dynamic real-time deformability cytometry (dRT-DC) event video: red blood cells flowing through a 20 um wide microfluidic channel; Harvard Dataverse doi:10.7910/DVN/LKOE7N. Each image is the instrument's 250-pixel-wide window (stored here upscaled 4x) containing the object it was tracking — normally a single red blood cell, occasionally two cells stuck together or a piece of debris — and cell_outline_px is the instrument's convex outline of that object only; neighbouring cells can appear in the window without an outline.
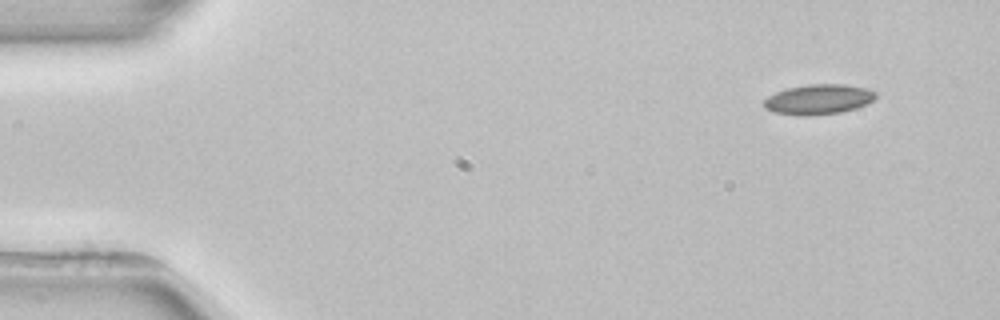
{"species": "common noctule bat (a hibernating species)", "species_latin": "Nyctalus noctula", "temperature_condition": "room temperature", "stored_images_in_passage": 4, "camera_frame_rate_fps": 3000, "um_per_image_px": 0.085, "animal": {"sex": "female", "body_mass_g": 22.7, "forearm_length_mm": 54.2}, "frame": {"image": 1, "passage_image": 1, "time_ms": 0.0, "image_size_px": [1000, 320], "cell_outline_px": [[876, 96], [872, 100], [856, 108], [840, 112], [804, 116], [800, 116], [772, 112], [764, 108], [764, 100], [768, 96], [776, 92], [788, 88], [808, 84], [844, 84], [868, 88], [876, 92]], "centroid_in_image_um": [69.55, 8.44], "position_along_channel_um": 15.5, "area_um2": 19.54}}
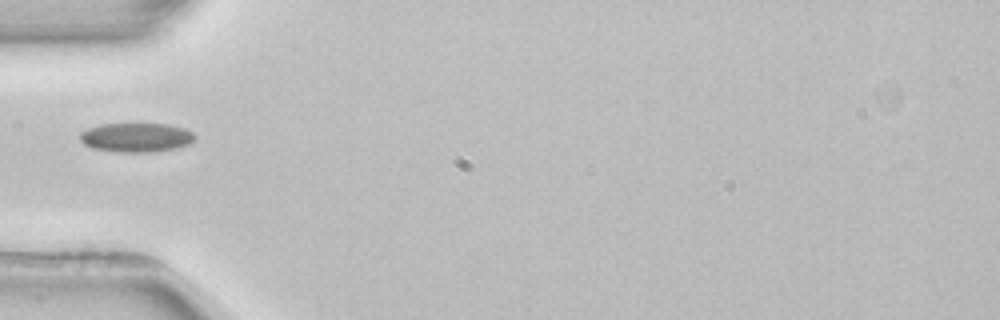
{"frame": {"image": 2, "passage_image": 4, "time_ms": 4.333, "image_size_px": [1000, 320], "cell_outline_px": [[196, 136], [188, 144], [176, 148], [156, 152], [116, 152], [92, 148], [84, 144], [80, 140], [80, 132], [88, 128], [100, 124], [168, 124], [184, 128], [192, 132]], "centroid_in_image_um": [11.56, 11.69], "position_along_channel_um": 73.4, "area_um2": 19.59}}